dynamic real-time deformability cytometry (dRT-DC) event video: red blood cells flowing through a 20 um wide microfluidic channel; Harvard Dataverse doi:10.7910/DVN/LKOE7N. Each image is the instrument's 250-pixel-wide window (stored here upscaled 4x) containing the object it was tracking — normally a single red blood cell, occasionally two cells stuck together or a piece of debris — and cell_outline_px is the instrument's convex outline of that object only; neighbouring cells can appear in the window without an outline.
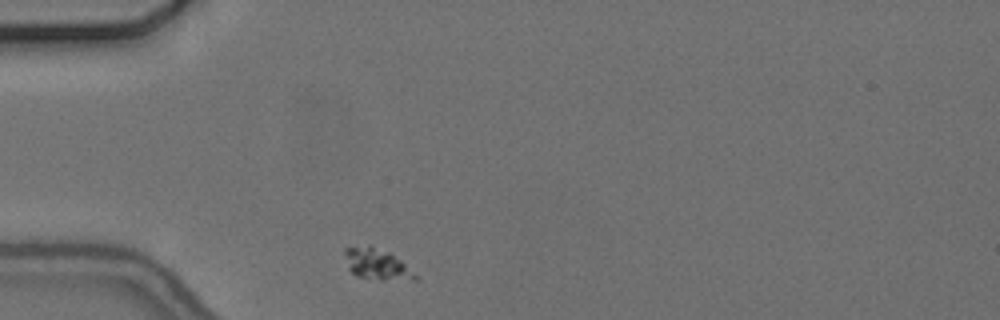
{"species": "common noctule bat (a hibernating species)", "species_latin": "Nyctalus noctula", "temperature_condition": "cold", "stored_images_in_passage": 35, "camera_frame_rate_fps": 3000, "um_per_image_px": 0.085, "animal": {"sex": "female", "body_mass_g": 24.6, "forearm_length_mm": 56.2}, "frame": {"image": 1, "passage_image": 1, "time_ms": 0.0, "image_size_px": [1000, 320], "cell_outline_px": [[420, 280], [380, 280], [356, 276], [348, 268], [344, 252], [344, 248], [368, 244], [388, 252], [400, 260], [420, 276]], "centroid_in_image_um": [32.06, 22.47], "position_along_channel_um": 52.9, "area_um2": 12.95}}
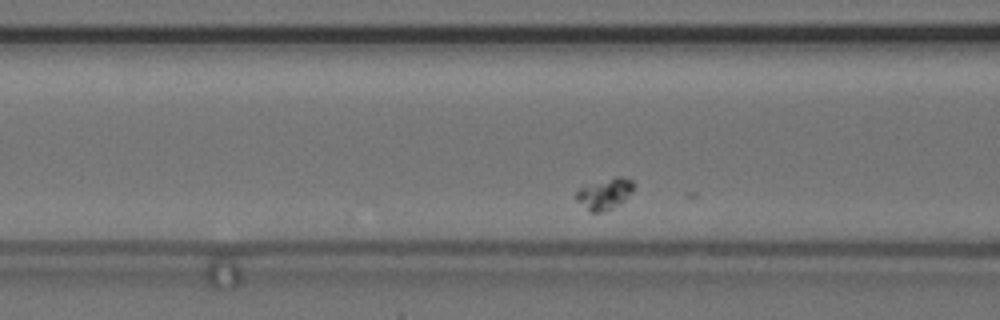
{"frame": {"image": 2, "passage_image": 8, "time_ms": 2.333, "image_size_px": [1000, 320], "cell_outline_px": [[632, 192], [620, 204], [612, 208], [600, 212], [588, 212], [576, 200], [576, 192], [580, 188], [616, 176], [620, 176], [632, 180]], "centroid_in_image_um": [51.38, 16.5], "position_along_channel_um": 115.2, "area_um2": 10.17}}
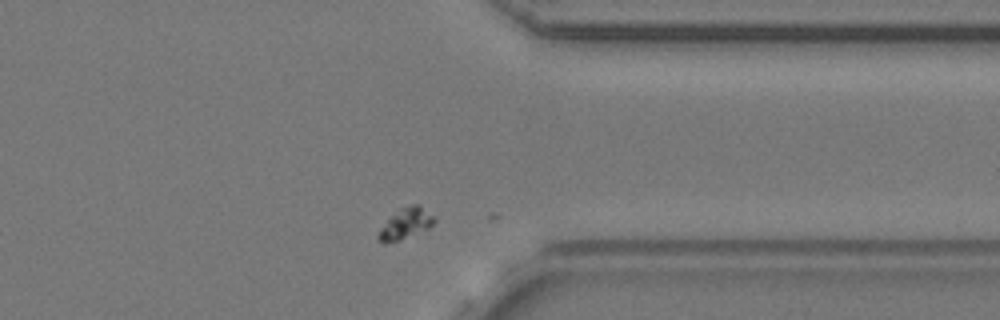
{"frame": {"image": 3, "passage_image": 32, "time_ms": 10.333, "image_size_px": [1000, 320], "cell_outline_px": [[436, 220], [428, 228], [400, 240], [380, 244], [376, 240], [376, 236], [380, 228], [400, 208], [412, 204], [420, 204], [436, 216]], "centroid_in_image_um": [34.48, 19.01], "position_along_channel_um": 376.9, "area_um2": 10.12}}